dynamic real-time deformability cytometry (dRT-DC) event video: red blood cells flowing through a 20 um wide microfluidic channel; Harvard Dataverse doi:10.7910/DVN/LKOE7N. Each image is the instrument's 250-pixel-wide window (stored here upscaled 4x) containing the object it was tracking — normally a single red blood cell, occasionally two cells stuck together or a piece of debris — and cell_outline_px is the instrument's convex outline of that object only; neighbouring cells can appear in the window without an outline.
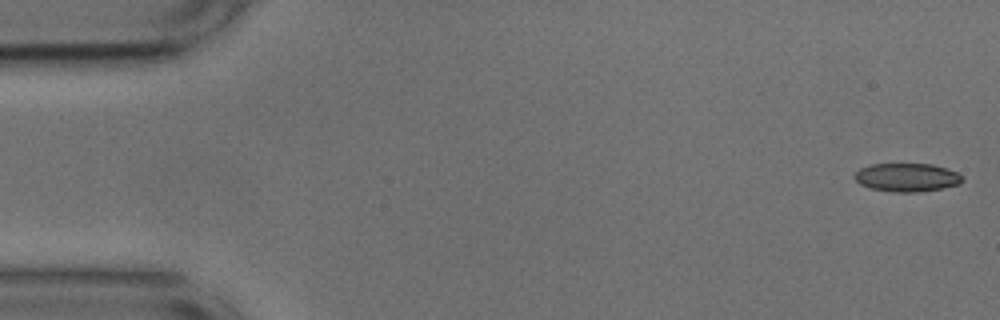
{"species": "common noctule bat (a hibernating species)", "species_latin": "Nyctalus noctula", "temperature_condition": "cold", "stored_images_in_passage": 52, "camera_frame_rate_fps": 3000, "um_per_image_px": 0.085, "animal": {"sex": "male", "body_mass_g": 17.9, "forearm_length_mm": 54.2}, "frame": {"image": 1, "passage_image": 1, "time_ms": 0.0, "image_size_px": [1000, 320], "cell_outline_px": [[964, 180], [960, 184], [940, 188], [916, 192], [896, 192], [872, 188], [860, 184], [852, 176], [860, 168], [868, 164], [932, 164], [948, 168], [964, 176]], "centroid_in_image_um": [77.1, 15.06], "position_along_channel_um": 7.9, "area_um2": 17.86}}
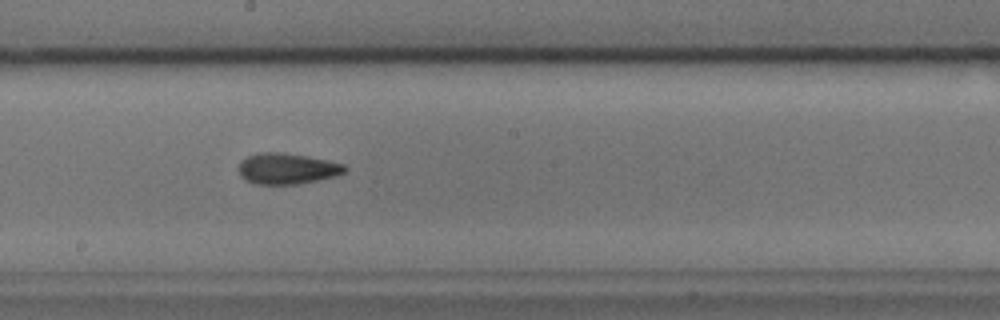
{"frame": {"image": 2, "passage_image": 28, "time_ms": 9.0, "image_size_px": [1000, 320], "cell_outline_px": [[348, 168], [340, 176], [300, 184], [256, 184], [244, 180], [240, 176], [240, 160], [256, 152], [284, 152], [308, 156], [328, 160], [344, 164]], "centroid_in_image_um": [24.44, 14.33], "position_along_channel_um": 223.8, "area_um2": 19.54}}
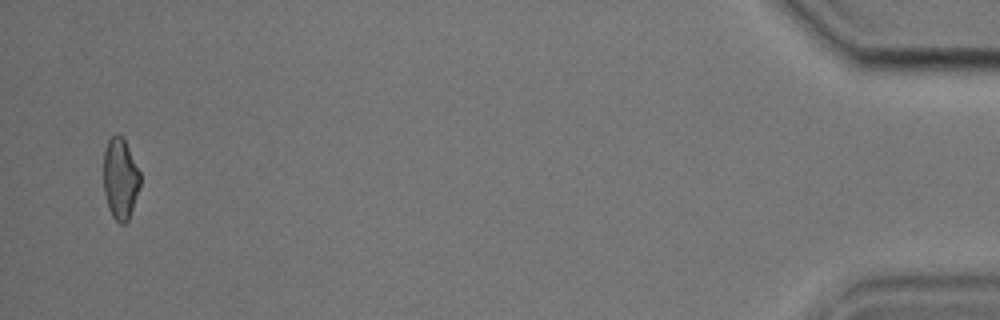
{"frame": {"image": 3, "passage_image": 51, "time_ms": 16.667, "image_size_px": [1000, 320], "cell_outline_px": [[140, 184], [128, 220], [124, 224], [120, 224], [112, 216], [108, 208], [104, 192], [104, 152], [108, 140], [116, 132], [124, 140], [140, 172]], "centroid_in_image_um": [10.21, 15.2], "position_along_channel_um": 425.0, "area_um2": 17.05}, "authors_computed_cell_mechanics": {"area_um2": 18.4382, "velocity_mm_per_s": 3.768, "shape_relaxation_time_tau1_ms": 4.6387, "shape_relaxation_time_tau2_ms": 3.6007, "deformation_change_tau1": 0.1002, "deformation_change_tau2": 0.1191}}